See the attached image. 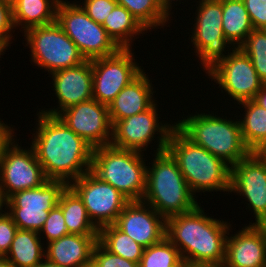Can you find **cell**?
<instances>
[{
    "instance_id": "cell-1",
    "label": "cell",
    "mask_w": 266,
    "mask_h": 267,
    "mask_svg": "<svg viewBox=\"0 0 266 267\" xmlns=\"http://www.w3.org/2000/svg\"><path fill=\"white\" fill-rule=\"evenodd\" d=\"M37 117L31 146L46 178L61 180L69 185L89 172L94 148L58 116L39 111Z\"/></svg>"
},
{
    "instance_id": "cell-2",
    "label": "cell",
    "mask_w": 266,
    "mask_h": 267,
    "mask_svg": "<svg viewBox=\"0 0 266 267\" xmlns=\"http://www.w3.org/2000/svg\"><path fill=\"white\" fill-rule=\"evenodd\" d=\"M199 204L166 218L165 236L177 247L185 267H222L231 224L208 216Z\"/></svg>"
},
{
    "instance_id": "cell-3",
    "label": "cell",
    "mask_w": 266,
    "mask_h": 267,
    "mask_svg": "<svg viewBox=\"0 0 266 267\" xmlns=\"http://www.w3.org/2000/svg\"><path fill=\"white\" fill-rule=\"evenodd\" d=\"M166 151L176 161L191 191H230L231 166L189 140L176 126L170 132Z\"/></svg>"
},
{
    "instance_id": "cell-4",
    "label": "cell",
    "mask_w": 266,
    "mask_h": 267,
    "mask_svg": "<svg viewBox=\"0 0 266 267\" xmlns=\"http://www.w3.org/2000/svg\"><path fill=\"white\" fill-rule=\"evenodd\" d=\"M147 166L146 188L142 201L165 219L193 210L200 203L182 175L176 161L165 150L153 155ZM196 196V197H195Z\"/></svg>"
},
{
    "instance_id": "cell-5",
    "label": "cell",
    "mask_w": 266,
    "mask_h": 267,
    "mask_svg": "<svg viewBox=\"0 0 266 267\" xmlns=\"http://www.w3.org/2000/svg\"><path fill=\"white\" fill-rule=\"evenodd\" d=\"M183 119V120H182ZM176 127L193 143L233 166L252 152L245 144L238 119L217 116L210 111L182 117Z\"/></svg>"
},
{
    "instance_id": "cell-6",
    "label": "cell",
    "mask_w": 266,
    "mask_h": 267,
    "mask_svg": "<svg viewBox=\"0 0 266 267\" xmlns=\"http://www.w3.org/2000/svg\"><path fill=\"white\" fill-rule=\"evenodd\" d=\"M144 154L112 145L96 147L93 149L90 171L120 191L129 201H142L147 173Z\"/></svg>"
},
{
    "instance_id": "cell-7",
    "label": "cell",
    "mask_w": 266,
    "mask_h": 267,
    "mask_svg": "<svg viewBox=\"0 0 266 267\" xmlns=\"http://www.w3.org/2000/svg\"><path fill=\"white\" fill-rule=\"evenodd\" d=\"M25 44L31 52V62L49 74L77 66L86 61L76 44L54 22L36 26L24 32Z\"/></svg>"
},
{
    "instance_id": "cell-8",
    "label": "cell",
    "mask_w": 266,
    "mask_h": 267,
    "mask_svg": "<svg viewBox=\"0 0 266 267\" xmlns=\"http://www.w3.org/2000/svg\"><path fill=\"white\" fill-rule=\"evenodd\" d=\"M74 2L63 0L58 4L56 22L76 44L84 58L92 60L116 54L121 48L101 24L93 21L82 7Z\"/></svg>"
},
{
    "instance_id": "cell-9",
    "label": "cell",
    "mask_w": 266,
    "mask_h": 267,
    "mask_svg": "<svg viewBox=\"0 0 266 267\" xmlns=\"http://www.w3.org/2000/svg\"><path fill=\"white\" fill-rule=\"evenodd\" d=\"M197 5V13H194L197 16H195L194 27L191 29L192 35L190 34L189 39L195 48V55L199 57V63L203 66V72L207 73L219 61L226 58L235 47L223 34L222 1L199 0ZM226 46L228 49L231 46L233 48L228 50Z\"/></svg>"
},
{
    "instance_id": "cell-10",
    "label": "cell",
    "mask_w": 266,
    "mask_h": 267,
    "mask_svg": "<svg viewBox=\"0 0 266 267\" xmlns=\"http://www.w3.org/2000/svg\"><path fill=\"white\" fill-rule=\"evenodd\" d=\"M157 101L144 112L119 120L112 125V139L110 145L119 149L134 150L144 153L148 145L158 142L155 153L166 150L168 138L176 124H168L159 120Z\"/></svg>"
},
{
    "instance_id": "cell-11",
    "label": "cell",
    "mask_w": 266,
    "mask_h": 267,
    "mask_svg": "<svg viewBox=\"0 0 266 267\" xmlns=\"http://www.w3.org/2000/svg\"><path fill=\"white\" fill-rule=\"evenodd\" d=\"M67 186L61 180H47L39 187L15 192L8 198L7 214L18 229L40 232Z\"/></svg>"
},
{
    "instance_id": "cell-12",
    "label": "cell",
    "mask_w": 266,
    "mask_h": 267,
    "mask_svg": "<svg viewBox=\"0 0 266 267\" xmlns=\"http://www.w3.org/2000/svg\"><path fill=\"white\" fill-rule=\"evenodd\" d=\"M82 200L90 220L100 229L114 224L130 202L109 183L101 181L91 171L68 185Z\"/></svg>"
},
{
    "instance_id": "cell-13",
    "label": "cell",
    "mask_w": 266,
    "mask_h": 267,
    "mask_svg": "<svg viewBox=\"0 0 266 267\" xmlns=\"http://www.w3.org/2000/svg\"><path fill=\"white\" fill-rule=\"evenodd\" d=\"M132 50L120 49L114 55L91 60L93 99L108 106L143 71Z\"/></svg>"
},
{
    "instance_id": "cell-14",
    "label": "cell",
    "mask_w": 266,
    "mask_h": 267,
    "mask_svg": "<svg viewBox=\"0 0 266 267\" xmlns=\"http://www.w3.org/2000/svg\"><path fill=\"white\" fill-rule=\"evenodd\" d=\"M207 78L219 85L237 104L254 99L264 84L250 58L240 49L234 48L229 55L219 61L207 73Z\"/></svg>"
},
{
    "instance_id": "cell-15",
    "label": "cell",
    "mask_w": 266,
    "mask_h": 267,
    "mask_svg": "<svg viewBox=\"0 0 266 267\" xmlns=\"http://www.w3.org/2000/svg\"><path fill=\"white\" fill-rule=\"evenodd\" d=\"M14 139L5 147L0 159V187L8 198L48 180L33 147L24 149Z\"/></svg>"
},
{
    "instance_id": "cell-16",
    "label": "cell",
    "mask_w": 266,
    "mask_h": 267,
    "mask_svg": "<svg viewBox=\"0 0 266 267\" xmlns=\"http://www.w3.org/2000/svg\"><path fill=\"white\" fill-rule=\"evenodd\" d=\"M230 193L244 196L255 225H266V161L256 152L231 166Z\"/></svg>"
},
{
    "instance_id": "cell-17",
    "label": "cell",
    "mask_w": 266,
    "mask_h": 267,
    "mask_svg": "<svg viewBox=\"0 0 266 267\" xmlns=\"http://www.w3.org/2000/svg\"><path fill=\"white\" fill-rule=\"evenodd\" d=\"M57 116L93 148L110 145L112 124L107 105L91 99L73 105Z\"/></svg>"
},
{
    "instance_id": "cell-18",
    "label": "cell",
    "mask_w": 266,
    "mask_h": 267,
    "mask_svg": "<svg viewBox=\"0 0 266 267\" xmlns=\"http://www.w3.org/2000/svg\"><path fill=\"white\" fill-rule=\"evenodd\" d=\"M114 225L147 248L165 237L166 219L143 201H130Z\"/></svg>"
},
{
    "instance_id": "cell-19",
    "label": "cell",
    "mask_w": 266,
    "mask_h": 267,
    "mask_svg": "<svg viewBox=\"0 0 266 267\" xmlns=\"http://www.w3.org/2000/svg\"><path fill=\"white\" fill-rule=\"evenodd\" d=\"M52 75V76H51ZM53 80V91L58 98V107L40 110L57 116L61 111L93 99V78L91 60L66 69L57 70L49 75Z\"/></svg>"
},
{
    "instance_id": "cell-20",
    "label": "cell",
    "mask_w": 266,
    "mask_h": 267,
    "mask_svg": "<svg viewBox=\"0 0 266 267\" xmlns=\"http://www.w3.org/2000/svg\"><path fill=\"white\" fill-rule=\"evenodd\" d=\"M222 267H266V225L249 224L227 236Z\"/></svg>"
},
{
    "instance_id": "cell-21",
    "label": "cell",
    "mask_w": 266,
    "mask_h": 267,
    "mask_svg": "<svg viewBox=\"0 0 266 267\" xmlns=\"http://www.w3.org/2000/svg\"><path fill=\"white\" fill-rule=\"evenodd\" d=\"M151 81L143 70L117 94L108 105L112 125L119 120L144 112L157 101L153 99L156 91H153Z\"/></svg>"
},
{
    "instance_id": "cell-22",
    "label": "cell",
    "mask_w": 266,
    "mask_h": 267,
    "mask_svg": "<svg viewBox=\"0 0 266 267\" xmlns=\"http://www.w3.org/2000/svg\"><path fill=\"white\" fill-rule=\"evenodd\" d=\"M99 235L68 234L49 242L45 259L60 267H91L92 252Z\"/></svg>"
},
{
    "instance_id": "cell-23",
    "label": "cell",
    "mask_w": 266,
    "mask_h": 267,
    "mask_svg": "<svg viewBox=\"0 0 266 267\" xmlns=\"http://www.w3.org/2000/svg\"><path fill=\"white\" fill-rule=\"evenodd\" d=\"M63 0H18L12 7L13 22L20 31L56 22L57 7Z\"/></svg>"
},
{
    "instance_id": "cell-24",
    "label": "cell",
    "mask_w": 266,
    "mask_h": 267,
    "mask_svg": "<svg viewBox=\"0 0 266 267\" xmlns=\"http://www.w3.org/2000/svg\"><path fill=\"white\" fill-rule=\"evenodd\" d=\"M40 236L33 230L18 229L4 257L14 267H36L45 259V245Z\"/></svg>"
},
{
    "instance_id": "cell-25",
    "label": "cell",
    "mask_w": 266,
    "mask_h": 267,
    "mask_svg": "<svg viewBox=\"0 0 266 267\" xmlns=\"http://www.w3.org/2000/svg\"><path fill=\"white\" fill-rule=\"evenodd\" d=\"M102 26L121 49H131L135 37L137 39L138 35L148 33L139 21L119 4L108 14Z\"/></svg>"
},
{
    "instance_id": "cell-26",
    "label": "cell",
    "mask_w": 266,
    "mask_h": 267,
    "mask_svg": "<svg viewBox=\"0 0 266 267\" xmlns=\"http://www.w3.org/2000/svg\"><path fill=\"white\" fill-rule=\"evenodd\" d=\"M58 206L69 234L99 235V229L88 217L82 200L69 186L61 193Z\"/></svg>"
},
{
    "instance_id": "cell-27",
    "label": "cell",
    "mask_w": 266,
    "mask_h": 267,
    "mask_svg": "<svg viewBox=\"0 0 266 267\" xmlns=\"http://www.w3.org/2000/svg\"><path fill=\"white\" fill-rule=\"evenodd\" d=\"M221 1L223 34L235 48H238L254 28L243 0Z\"/></svg>"
},
{
    "instance_id": "cell-28",
    "label": "cell",
    "mask_w": 266,
    "mask_h": 267,
    "mask_svg": "<svg viewBox=\"0 0 266 267\" xmlns=\"http://www.w3.org/2000/svg\"><path fill=\"white\" fill-rule=\"evenodd\" d=\"M238 105L245 108V115L242 114L238 119L243 140L251 152H257L266 143V109L253 99Z\"/></svg>"
},
{
    "instance_id": "cell-29",
    "label": "cell",
    "mask_w": 266,
    "mask_h": 267,
    "mask_svg": "<svg viewBox=\"0 0 266 267\" xmlns=\"http://www.w3.org/2000/svg\"><path fill=\"white\" fill-rule=\"evenodd\" d=\"M98 241L112 254L139 265L144 247L119 230L114 224L99 229Z\"/></svg>"
},
{
    "instance_id": "cell-30",
    "label": "cell",
    "mask_w": 266,
    "mask_h": 267,
    "mask_svg": "<svg viewBox=\"0 0 266 267\" xmlns=\"http://www.w3.org/2000/svg\"><path fill=\"white\" fill-rule=\"evenodd\" d=\"M116 1L119 5L125 7L147 31L158 28L164 30V26L171 21L170 17L161 8L158 0Z\"/></svg>"
},
{
    "instance_id": "cell-31",
    "label": "cell",
    "mask_w": 266,
    "mask_h": 267,
    "mask_svg": "<svg viewBox=\"0 0 266 267\" xmlns=\"http://www.w3.org/2000/svg\"><path fill=\"white\" fill-rule=\"evenodd\" d=\"M138 267H185L177 247L165 236L144 248Z\"/></svg>"
},
{
    "instance_id": "cell-32",
    "label": "cell",
    "mask_w": 266,
    "mask_h": 267,
    "mask_svg": "<svg viewBox=\"0 0 266 267\" xmlns=\"http://www.w3.org/2000/svg\"><path fill=\"white\" fill-rule=\"evenodd\" d=\"M238 48L250 58L260 80L266 84V29H253Z\"/></svg>"
},
{
    "instance_id": "cell-33",
    "label": "cell",
    "mask_w": 266,
    "mask_h": 267,
    "mask_svg": "<svg viewBox=\"0 0 266 267\" xmlns=\"http://www.w3.org/2000/svg\"><path fill=\"white\" fill-rule=\"evenodd\" d=\"M41 233H43L46 237H43V234ZM39 234L43 238H47L46 244L69 234L62 210L58 205L49 211V215L45 220L44 226L40 230Z\"/></svg>"
},
{
    "instance_id": "cell-34",
    "label": "cell",
    "mask_w": 266,
    "mask_h": 267,
    "mask_svg": "<svg viewBox=\"0 0 266 267\" xmlns=\"http://www.w3.org/2000/svg\"><path fill=\"white\" fill-rule=\"evenodd\" d=\"M91 267H138V264L112 254L98 241L92 252Z\"/></svg>"
},
{
    "instance_id": "cell-35",
    "label": "cell",
    "mask_w": 266,
    "mask_h": 267,
    "mask_svg": "<svg viewBox=\"0 0 266 267\" xmlns=\"http://www.w3.org/2000/svg\"><path fill=\"white\" fill-rule=\"evenodd\" d=\"M82 3V5H81ZM79 3L87 15L98 24H103L108 14L118 4L116 0H84Z\"/></svg>"
},
{
    "instance_id": "cell-36",
    "label": "cell",
    "mask_w": 266,
    "mask_h": 267,
    "mask_svg": "<svg viewBox=\"0 0 266 267\" xmlns=\"http://www.w3.org/2000/svg\"><path fill=\"white\" fill-rule=\"evenodd\" d=\"M14 29L12 7L0 1V40L8 47L11 46Z\"/></svg>"
},
{
    "instance_id": "cell-37",
    "label": "cell",
    "mask_w": 266,
    "mask_h": 267,
    "mask_svg": "<svg viewBox=\"0 0 266 267\" xmlns=\"http://www.w3.org/2000/svg\"><path fill=\"white\" fill-rule=\"evenodd\" d=\"M254 29H266V0H243Z\"/></svg>"
},
{
    "instance_id": "cell-38",
    "label": "cell",
    "mask_w": 266,
    "mask_h": 267,
    "mask_svg": "<svg viewBox=\"0 0 266 267\" xmlns=\"http://www.w3.org/2000/svg\"><path fill=\"white\" fill-rule=\"evenodd\" d=\"M18 227L12 218L6 214L0 218V256L4 257L10 249Z\"/></svg>"
},
{
    "instance_id": "cell-39",
    "label": "cell",
    "mask_w": 266,
    "mask_h": 267,
    "mask_svg": "<svg viewBox=\"0 0 266 267\" xmlns=\"http://www.w3.org/2000/svg\"><path fill=\"white\" fill-rule=\"evenodd\" d=\"M15 129L4 123L0 118V159L2 158L5 147L12 141Z\"/></svg>"
},
{
    "instance_id": "cell-40",
    "label": "cell",
    "mask_w": 266,
    "mask_h": 267,
    "mask_svg": "<svg viewBox=\"0 0 266 267\" xmlns=\"http://www.w3.org/2000/svg\"><path fill=\"white\" fill-rule=\"evenodd\" d=\"M253 100L266 109V84L262 85L261 89L256 93Z\"/></svg>"
},
{
    "instance_id": "cell-41",
    "label": "cell",
    "mask_w": 266,
    "mask_h": 267,
    "mask_svg": "<svg viewBox=\"0 0 266 267\" xmlns=\"http://www.w3.org/2000/svg\"><path fill=\"white\" fill-rule=\"evenodd\" d=\"M7 206H8V197L5 195V193L0 187V218L4 217L7 214V212H5L7 209ZM3 207L5 208L4 211L2 210Z\"/></svg>"
},
{
    "instance_id": "cell-42",
    "label": "cell",
    "mask_w": 266,
    "mask_h": 267,
    "mask_svg": "<svg viewBox=\"0 0 266 267\" xmlns=\"http://www.w3.org/2000/svg\"><path fill=\"white\" fill-rule=\"evenodd\" d=\"M159 1V4H160V6H161V8L164 10V12L170 17L171 16V18L173 17L172 15H171V8H173L172 7V3L175 1V2H177V1H181V0H158ZM173 1V2H172Z\"/></svg>"
},
{
    "instance_id": "cell-43",
    "label": "cell",
    "mask_w": 266,
    "mask_h": 267,
    "mask_svg": "<svg viewBox=\"0 0 266 267\" xmlns=\"http://www.w3.org/2000/svg\"><path fill=\"white\" fill-rule=\"evenodd\" d=\"M36 267H60L57 264H54L50 261H48L47 259H44L39 265H37Z\"/></svg>"
},
{
    "instance_id": "cell-44",
    "label": "cell",
    "mask_w": 266,
    "mask_h": 267,
    "mask_svg": "<svg viewBox=\"0 0 266 267\" xmlns=\"http://www.w3.org/2000/svg\"><path fill=\"white\" fill-rule=\"evenodd\" d=\"M263 160L266 161V143L256 152Z\"/></svg>"
},
{
    "instance_id": "cell-45",
    "label": "cell",
    "mask_w": 266,
    "mask_h": 267,
    "mask_svg": "<svg viewBox=\"0 0 266 267\" xmlns=\"http://www.w3.org/2000/svg\"><path fill=\"white\" fill-rule=\"evenodd\" d=\"M0 267H14L5 257H0Z\"/></svg>"
},
{
    "instance_id": "cell-46",
    "label": "cell",
    "mask_w": 266,
    "mask_h": 267,
    "mask_svg": "<svg viewBox=\"0 0 266 267\" xmlns=\"http://www.w3.org/2000/svg\"><path fill=\"white\" fill-rule=\"evenodd\" d=\"M0 1L4 4L11 6V7H13L18 2V0H0Z\"/></svg>"
},
{
    "instance_id": "cell-47",
    "label": "cell",
    "mask_w": 266,
    "mask_h": 267,
    "mask_svg": "<svg viewBox=\"0 0 266 267\" xmlns=\"http://www.w3.org/2000/svg\"><path fill=\"white\" fill-rule=\"evenodd\" d=\"M8 47H0V58H1V55L4 54V52L7 50ZM1 60V59H0Z\"/></svg>"
},
{
    "instance_id": "cell-48",
    "label": "cell",
    "mask_w": 266,
    "mask_h": 267,
    "mask_svg": "<svg viewBox=\"0 0 266 267\" xmlns=\"http://www.w3.org/2000/svg\"><path fill=\"white\" fill-rule=\"evenodd\" d=\"M0 47H8L0 40Z\"/></svg>"
}]
</instances>
